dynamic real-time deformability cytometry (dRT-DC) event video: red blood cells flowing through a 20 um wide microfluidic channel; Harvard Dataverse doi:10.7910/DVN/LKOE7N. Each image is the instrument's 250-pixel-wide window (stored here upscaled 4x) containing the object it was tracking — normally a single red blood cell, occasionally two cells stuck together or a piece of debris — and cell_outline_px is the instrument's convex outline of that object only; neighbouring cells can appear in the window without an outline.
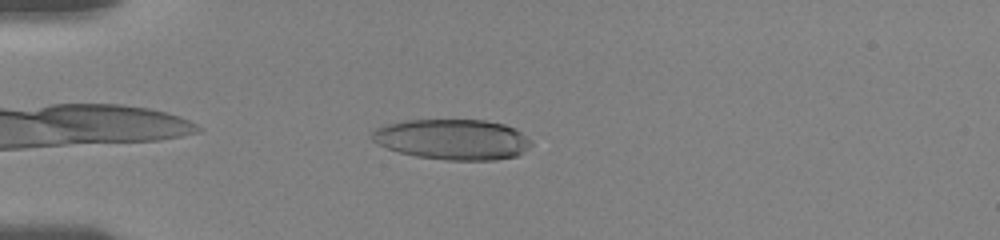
{"species": "human", "species_latin": "Homo sapiens", "temperature_condition": "room temperature", "stored_images_in_passage": 7, "camera_frame_rate_fps": 3000, "um_per_image_px": 0.085, "donor": {"sex": "female"}, "frame": {"image": 1, "passage_image": 2, "time_ms": 0.667, "image_size_px": [1000, 240], "cell_outline_px": [[532, 144], [524, 152], [516, 156], [496, 160], [448, 160], [416, 156], [400, 152], [388, 148], [372, 140], [372, 128], [384, 124], [404, 120], [484, 120], [504, 124], [516, 128], [532, 140]], "centroid_in_image_um": [38.49, 11.84], "position_along_channel_um": 46.5, "area_um2": 37.8}}
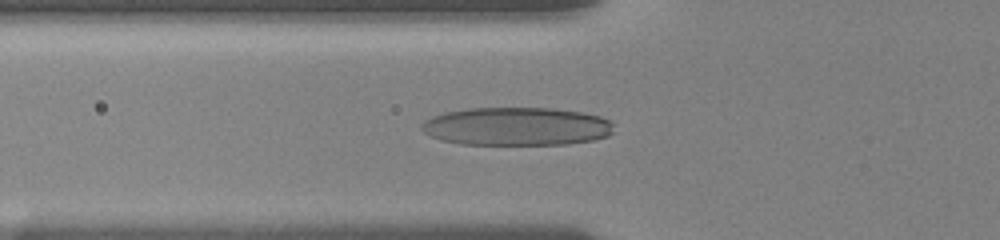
{"frame": {"image": 2, "passage_image": 6, "time_ms": 2.333, "image_size_px": [1000, 240], "cell_outline_px": [[612, 132], [608, 136], [592, 140], [564, 144], [460, 144], [440, 140], [424, 132], [420, 128], [420, 124], [424, 120], [432, 116], [444, 112], [468, 108], [552, 108], [580, 112], [600, 116], [612, 120]], "centroid_in_image_um": [43.88, 10.74], "position_along_channel_um": 81.9, "area_um2": 42.95}}